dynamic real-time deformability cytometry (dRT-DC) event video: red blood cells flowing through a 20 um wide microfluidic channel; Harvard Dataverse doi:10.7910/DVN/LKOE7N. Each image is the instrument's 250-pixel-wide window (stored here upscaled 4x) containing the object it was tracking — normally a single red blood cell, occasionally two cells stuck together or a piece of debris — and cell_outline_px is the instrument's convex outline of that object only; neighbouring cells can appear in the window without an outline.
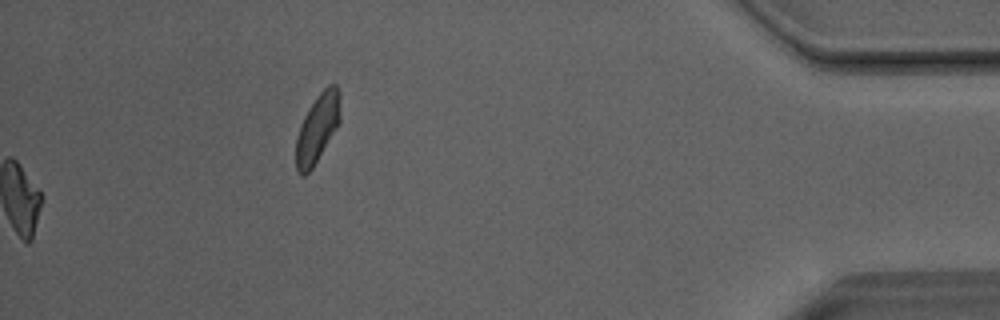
{"species": "Egyptian fruit bat (a non-hibernating species)", "species_latin": "Rousettus aegyptiacus", "temperature_condition": "room temperature", "stored_images_in_passage": 33, "camera_frame_rate_fps": 3000, "um_per_image_px": 0.085, "animal": {"sex": "male"}, "frame": {"image": 1, "passage_image": 33, "time_ms": 10.667, "image_size_px": [1000, 320], "cell_outline_px": [[340, 120], [336, 128], [312, 168], [304, 176], [300, 176], [296, 172], [296, 136], [300, 124], [304, 116], [316, 96], [328, 84], [336, 84], [340, 92]], "centroid_in_image_um": [26.97, 10.88], "position_along_channel_um": 408.2, "area_um2": 17.69}, "authors_computed_cell_mechanics": {"area_um2": 18.0336, "velocity_mm_per_s": 4.0417, "shape_relaxation_time_tau1_ms": 5.0899, "shape_relaxation_time_tau2_ms": 2.1749, "deformation_change_tau1": 0.1047, "deformation_change_tau2": 0.0636}}